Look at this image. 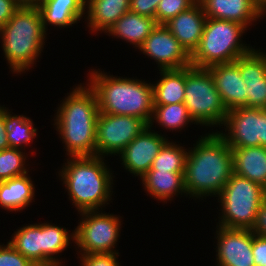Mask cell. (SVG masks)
Listing matches in <instances>:
<instances>
[{
  "instance_id": "cell-1",
  "label": "cell",
  "mask_w": 266,
  "mask_h": 266,
  "mask_svg": "<svg viewBox=\"0 0 266 266\" xmlns=\"http://www.w3.org/2000/svg\"><path fill=\"white\" fill-rule=\"evenodd\" d=\"M206 131L188 146L185 162L187 198L198 202L216 198L234 173L232 149L218 131Z\"/></svg>"
},
{
  "instance_id": "cell-2",
  "label": "cell",
  "mask_w": 266,
  "mask_h": 266,
  "mask_svg": "<svg viewBox=\"0 0 266 266\" xmlns=\"http://www.w3.org/2000/svg\"><path fill=\"white\" fill-rule=\"evenodd\" d=\"M74 85L55 108L53 128L65 157L95 156L98 99L87 82Z\"/></svg>"
},
{
  "instance_id": "cell-3",
  "label": "cell",
  "mask_w": 266,
  "mask_h": 266,
  "mask_svg": "<svg viewBox=\"0 0 266 266\" xmlns=\"http://www.w3.org/2000/svg\"><path fill=\"white\" fill-rule=\"evenodd\" d=\"M64 160L56 176L67 192L68 201L73 205L71 208L75 207L77 213L105 210L114 200L116 187L113 186L116 185L115 171L108 159L95 155L66 157Z\"/></svg>"
},
{
  "instance_id": "cell-4",
  "label": "cell",
  "mask_w": 266,
  "mask_h": 266,
  "mask_svg": "<svg viewBox=\"0 0 266 266\" xmlns=\"http://www.w3.org/2000/svg\"><path fill=\"white\" fill-rule=\"evenodd\" d=\"M95 67L88 69L85 80L96 93L99 112L135 116L149 124L154 108L151 80L111 75Z\"/></svg>"
},
{
  "instance_id": "cell-5",
  "label": "cell",
  "mask_w": 266,
  "mask_h": 266,
  "mask_svg": "<svg viewBox=\"0 0 266 266\" xmlns=\"http://www.w3.org/2000/svg\"><path fill=\"white\" fill-rule=\"evenodd\" d=\"M48 32L43 28L38 6H19L0 28L3 58L12 76H21L36 67L46 46Z\"/></svg>"
},
{
  "instance_id": "cell-6",
  "label": "cell",
  "mask_w": 266,
  "mask_h": 266,
  "mask_svg": "<svg viewBox=\"0 0 266 266\" xmlns=\"http://www.w3.org/2000/svg\"><path fill=\"white\" fill-rule=\"evenodd\" d=\"M248 30L236 22L207 17L200 43L191 54V65L208 68L234 62L250 53L256 47L243 40Z\"/></svg>"
},
{
  "instance_id": "cell-7",
  "label": "cell",
  "mask_w": 266,
  "mask_h": 266,
  "mask_svg": "<svg viewBox=\"0 0 266 266\" xmlns=\"http://www.w3.org/2000/svg\"><path fill=\"white\" fill-rule=\"evenodd\" d=\"M265 198V188L233 173L216 198L220 211L216 225L252 230Z\"/></svg>"
},
{
  "instance_id": "cell-8",
  "label": "cell",
  "mask_w": 266,
  "mask_h": 266,
  "mask_svg": "<svg viewBox=\"0 0 266 266\" xmlns=\"http://www.w3.org/2000/svg\"><path fill=\"white\" fill-rule=\"evenodd\" d=\"M183 103L190 117L203 130L218 131L223 126L228 110L207 68L185 67Z\"/></svg>"
},
{
  "instance_id": "cell-9",
  "label": "cell",
  "mask_w": 266,
  "mask_h": 266,
  "mask_svg": "<svg viewBox=\"0 0 266 266\" xmlns=\"http://www.w3.org/2000/svg\"><path fill=\"white\" fill-rule=\"evenodd\" d=\"M77 214L79 220L76 228L74 226V249L77 255L119 253L116 248L123 230L124 217L103 209Z\"/></svg>"
},
{
  "instance_id": "cell-10",
  "label": "cell",
  "mask_w": 266,
  "mask_h": 266,
  "mask_svg": "<svg viewBox=\"0 0 266 266\" xmlns=\"http://www.w3.org/2000/svg\"><path fill=\"white\" fill-rule=\"evenodd\" d=\"M149 124L128 115L99 113L96 121L95 155L108 158L117 156Z\"/></svg>"
},
{
  "instance_id": "cell-11",
  "label": "cell",
  "mask_w": 266,
  "mask_h": 266,
  "mask_svg": "<svg viewBox=\"0 0 266 266\" xmlns=\"http://www.w3.org/2000/svg\"><path fill=\"white\" fill-rule=\"evenodd\" d=\"M221 128L218 133L230 148L266 147V109L238 107L229 110Z\"/></svg>"
},
{
  "instance_id": "cell-12",
  "label": "cell",
  "mask_w": 266,
  "mask_h": 266,
  "mask_svg": "<svg viewBox=\"0 0 266 266\" xmlns=\"http://www.w3.org/2000/svg\"><path fill=\"white\" fill-rule=\"evenodd\" d=\"M138 52L156 63L158 70L191 66V55L171 34L165 24H157L144 40Z\"/></svg>"
},
{
  "instance_id": "cell-13",
  "label": "cell",
  "mask_w": 266,
  "mask_h": 266,
  "mask_svg": "<svg viewBox=\"0 0 266 266\" xmlns=\"http://www.w3.org/2000/svg\"><path fill=\"white\" fill-rule=\"evenodd\" d=\"M159 132L148 126L118 155L121 167L133 178H142L151 169L163 145L173 138L163 135L162 131Z\"/></svg>"
},
{
  "instance_id": "cell-14",
  "label": "cell",
  "mask_w": 266,
  "mask_h": 266,
  "mask_svg": "<svg viewBox=\"0 0 266 266\" xmlns=\"http://www.w3.org/2000/svg\"><path fill=\"white\" fill-rule=\"evenodd\" d=\"M214 229L215 266H255L252 230L218 225Z\"/></svg>"
},
{
  "instance_id": "cell-15",
  "label": "cell",
  "mask_w": 266,
  "mask_h": 266,
  "mask_svg": "<svg viewBox=\"0 0 266 266\" xmlns=\"http://www.w3.org/2000/svg\"><path fill=\"white\" fill-rule=\"evenodd\" d=\"M261 49V50H260ZM240 75L247 85V104L244 107L266 109V52L254 48L239 57Z\"/></svg>"
},
{
  "instance_id": "cell-16",
  "label": "cell",
  "mask_w": 266,
  "mask_h": 266,
  "mask_svg": "<svg viewBox=\"0 0 266 266\" xmlns=\"http://www.w3.org/2000/svg\"><path fill=\"white\" fill-rule=\"evenodd\" d=\"M207 69L213 76L216 89L228 111L247 104V85L240 75L239 58L234 62L216 64Z\"/></svg>"
},
{
  "instance_id": "cell-17",
  "label": "cell",
  "mask_w": 266,
  "mask_h": 266,
  "mask_svg": "<svg viewBox=\"0 0 266 266\" xmlns=\"http://www.w3.org/2000/svg\"><path fill=\"white\" fill-rule=\"evenodd\" d=\"M206 17L227 20L247 27L257 25L266 16L252 0H198ZM255 23V24H254Z\"/></svg>"
},
{
  "instance_id": "cell-18",
  "label": "cell",
  "mask_w": 266,
  "mask_h": 266,
  "mask_svg": "<svg viewBox=\"0 0 266 266\" xmlns=\"http://www.w3.org/2000/svg\"><path fill=\"white\" fill-rule=\"evenodd\" d=\"M206 18L201 4L197 1L188 10L171 18L165 26L191 55L200 43Z\"/></svg>"
},
{
  "instance_id": "cell-19",
  "label": "cell",
  "mask_w": 266,
  "mask_h": 266,
  "mask_svg": "<svg viewBox=\"0 0 266 266\" xmlns=\"http://www.w3.org/2000/svg\"><path fill=\"white\" fill-rule=\"evenodd\" d=\"M38 8L46 32L53 26L57 31L77 26L86 16V0H43Z\"/></svg>"
},
{
  "instance_id": "cell-20",
  "label": "cell",
  "mask_w": 266,
  "mask_h": 266,
  "mask_svg": "<svg viewBox=\"0 0 266 266\" xmlns=\"http://www.w3.org/2000/svg\"><path fill=\"white\" fill-rule=\"evenodd\" d=\"M139 180L147 197L156 199L163 205L174 201L175 196L187 198L184 172L148 171Z\"/></svg>"
},
{
  "instance_id": "cell-21",
  "label": "cell",
  "mask_w": 266,
  "mask_h": 266,
  "mask_svg": "<svg viewBox=\"0 0 266 266\" xmlns=\"http://www.w3.org/2000/svg\"><path fill=\"white\" fill-rule=\"evenodd\" d=\"M130 0H86L85 27L92 36L105 34L125 13L130 11Z\"/></svg>"
},
{
  "instance_id": "cell-22",
  "label": "cell",
  "mask_w": 266,
  "mask_h": 266,
  "mask_svg": "<svg viewBox=\"0 0 266 266\" xmlns=\"http://www.w3.org/2000/svg\"><path fill=\"white\" fill-rule=\"evenodd\" d=\"M30 172L0 182V209L14 214L27 209L35 202L37 185ZM36 191V192H35Z\"/></svg>"
},
{
  "instance_id": "cell-23",
  "label": "cell",
  "mask_w": 266,
  "mask_h": 266,
  "mask_svg": "<svg viewBox=\"0 0 266 266\" xmlns=\"http://www.w3.org/2000/svg\"><path fill=\"white\" fill-rule=\"evenodd\" d=\"M41 235L43 241V266H65L66 258H60V255L67 251V248L72 249L75 246L74 230L70 231L68 227L66 229L63 225L59 226L57 223L46 220L44 223L41 222Z\"/></svg>"
},
{
  "instance_id": "cell-24",
  "label": "cell",
  "mask_w": 266,
  "mask_h": 266,
  "mask_svg": "<svg viewBox=\"0 0 266 266\" xmlns=\"http://www.w3.org/2000/svg\"><path fill=\"white\" fill-rule=\"evenodd\" d=\"M157 26L156 20L147 16H142L131 11L122 15L105 33V35L120 39L135 48L141 47L144 40Z\"/></svg>"
},
{
  "instance_id": "cell-25",
  "label": "cell",
  "mask_w": 266,
  "mask_h": 266,
  "mask_svg": "<svg viewBox=\"0 0 266 266\" xmlns=\"http://www.w3.org/2000/svg\"><path fill=\"white\" fill-rule=\"evenodd\" d=\"M231 149L234 173L266 189V147Z\"/></svg>"
},
{
  "instance_id": "cell-26",
  "label": "cell",
  "mask_w": 266,
  "mask_h": 266,
  "mask_svg": "<svg viewBox=\"0 0 266 266\" xmlns=\"http://www.w3.org/2000/svg\"><path fill=\"white\" fill-rule=\"evenodd\" d=\"M159 79L152 82L154 105L184 102L185 67L159 70ZM156 82V83H155Z\"/></svg>"
},
{
  "instance_id": "cell-27",
  "label": "cell",
  "mask_w": 266,
  "mask_h": 266,
  "mask_svg": "<svg viewBox=\"0 0 266 266\" xmlns=\"http://www.w3.org/2000/svg\"><path fill=\"white\" fill-rule=\"evenodd\" d=\"M155 124V126H154ZM157 124V125H156ZM198 126L188 113L187 107L183 102L169 105H154L153 114L149 126L152 129H163V135L168 136L165 131L171 132L174 136L177 133L182 134V130L186 133L190 125ZM186 128V129H185ZM176 134H175V133ZM165 133V134H164Z\"/></svg>"
},
{
  "instance_id": "cell-28",
  "label": "cell",
  "mask_w": 266,
  "mask_h": 266,
  "mask_svg": "<svg viewBox=\"0 0 266 266\" xmlns=\"http://www.w3.org/2000/svg\"><path fill=\"white\" fill-rule=\"evenodd\" d=\"M12 111L13 109L5 107V130L9 147L26 152V149L29 150L28 147L32 148L35 138L38 139L39 130L31 117L25 114H13Z\"/></svg>"
},
{
  "instance_id": "cell-29",
  "label": "cell",
  "mask_w": 266,
  "mask_h": 266,
  "mask_svg": "<svg viewBox=\"0 0 266 266\" xmlns=\"http://www.w3.org/2000/svg\"><path fill=\"white\" fill-rule=\"evenodd\" d=\"M7 239L8 242L24 257L30 259L36 266H43V241L41 222L26 223L18 227Z\"/></svg>"
},
{
  "instance_id": "cell-30",
  "label": "cell",
  "mask_w": 266,
  "mask_h": 266,
  "mask_svg": "<svg viewBox=\"0 0 266 266\" xmlns=\"http://www.w3.org/2000/svg\"><path fill=\"white\" fill-rule=\"evenodd\" d=\"M179 142L176 139L168 140L155 157L149 171L185 172L188 147Z\"/></svg>"
},
{
  "instance_id": "cell-31",
  "label": "cell",
  "mask_w": 266,
  "mask_h": 266,
  "mask_svg": "<svg viewBox=\"0 0 266 266\" xmlns=\"http://www.w3.org/2000/svg\"><path fill=\"white\" fill-rule=\"evenodd\" d=\"M36 152V149L29 152L15 148L0 150V182L31 172L33 165L29 164V157L34 156L33 153L36 155Z\"/></svg>"
},
{
  "instance_id": "cell-32",
  "label": "cell",
  "mask_w": 266,
  "mask_h": 266,
  "mask_svg": "<svg viewBox=\"0 0 266 266\" xmlns=\"http://www.w3.org/2000/svg\"><path fill=\"white\" fill-rule=\"evenodd\" d=\"M198 0H161L156 10V23L165 24L179 13L188 10Z\"/></svg>"
},
{
  "instance_id": "cell-33",
  "label": "cell",
  "mask_w": 266,
  "mask_h": 266,
  "mask_svg": "<svg viewBox=\"0 0 266 266\" xmlns=\"http://www.w3.org/2000/svg\"><path fill=\"white\" fill-rule=\"evenodd\" d=\"M0 266H36L22 256L9 242L0 243Z\"/></svg>"
},
{
  "instance_id": "cell-34",
  "label": "cell",
  "mask_w": 266,
  "mask_h": 266,
  "mask_svg": "<svg viewBox=\"0 0 266 266\" xmlns=\"http://www.w3.org/2000/svg\"><path fill=\"white\" fill-rule=\"evenodd\" d=\"M119 256L120 253H100L77 255V258L79 266H122Z\"/></svg>"
},
{
  "instance_id": "cell-35",
  "label": "cell",
  "mask_w": 266,
  "mask_h": 266,
  "mask_svg": "<svg viewBox=\"0 0 266 266\" xmlns=\"http://www.w3.org/2000/svg\"><path fill=\"white\" fill-rule=\"evenodd\" d=\"M161 0H130V11L156 20V10Z\"/></svg>"
},
{
  "instance_id": "cell-36",
  "label": "cell",
  "mask_w": 266,
  "mask_h": 266,
  "mask_svg": "<svg viewBox=\"0 0 266 266\" xmlns=\"http://www.w3.org/2000/svg\"><path fill=\"white\" fill-rule=\"evenodd\" d=\"M252 253L255 266H266V236L253 232Z\"/></svg>"
},
{
  "instance_id": "cell-37",
  "label": "cell",
  "mask_w": 266,
  "mask_h": 266,
  "mask_svg": "<svg viewBox=\"0 0 266 266\" xmlns=\"http://www.w3.org/2000/svg\"><path fill=\"white\" fill-rule=\"evenodd\" d=\"M18 7L16 0H0V28L9 21Z\"/></svg>"
},
{
  "instance_id": "cell-38",
  "label": "cell",
  "mask_w": 266,
  "mask_h": 266,
  "mask_svg": "<svg viewBox=\"0 0 266 266\" xmlns=\"http://www.w3.org/2000/svg\"><path fill=\"white\" fill-rule=\"evenodd\" d=\"M255 234L266 236V198L260 206L255 225L252 229Z\"/></svg>"
},
{
  "instance_id": "cell-39",
  "label": "cell",
  "mask_w": 266,
  "mask_h": 266,
  "mask_svg": "<svg viewBox=\"0 0 266 266\" xmlns=\"http://www.w3.org/2000/svg\"><path fill=\"white\" fill-rule=\"evenodd\" d=\"M9 142L5 130V105L0 106V150L8 149Z\"/></svg>"
},
{
  "instance_id": "cell-40",
  "label": "cell",
  "mask_w": 266,
  "mask_h": 266,
  "mask_svg": "<svg viewBox=\"0 0 266 266\" xmlns=\"http://www.w3.org/2000/svg\"><path fill=\"white\" fill-rule=\"evenodd\" d=\"M19 6H39L43 0H16Z\"/></svg>"
},
{
  "instance_id": "cell-41",
  "label": "cell",
  "mask_w": 266,
  "mask_h": 266,
  "mask_svg": "<svg viewBox=\"0 0 266 266\" xmlns=\"http://www.w3.org/2000/svg\"><path fill=\"white\" fill-rule=\"evenodd\" d=\"M259 10L266 16V0H252Z\"/></svg>"
}]
</instances>
